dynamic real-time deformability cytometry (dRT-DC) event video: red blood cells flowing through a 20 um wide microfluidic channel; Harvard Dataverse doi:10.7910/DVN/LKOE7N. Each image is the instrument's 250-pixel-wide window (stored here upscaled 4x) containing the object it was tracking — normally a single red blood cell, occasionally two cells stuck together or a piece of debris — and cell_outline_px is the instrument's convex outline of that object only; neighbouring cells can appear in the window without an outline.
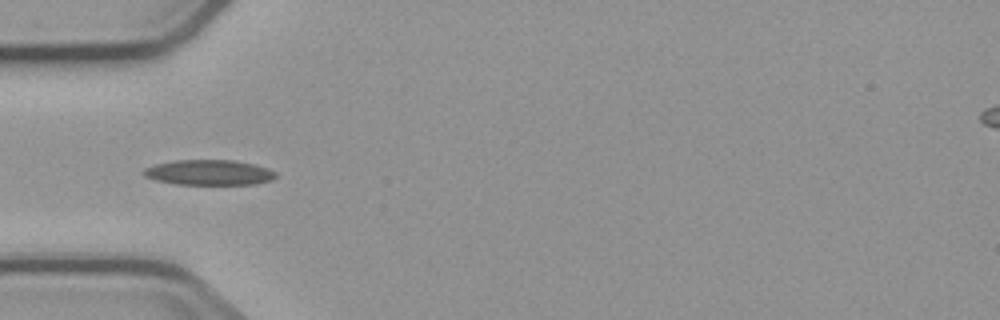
{"species": "common noctule bat (a hibernating species)", "species_latin": "Nyctalus noctula", "temperature_condition": "cold", "stored_images_in_passage": 9, "camera_frame_rate_fps": 3000, "um_per_image_px": 0.085, "animal": {"sex": "male", "body_mass_g": 23.1, "forearm_length_mm": 52.7}, "frame": {"image": 1, "passage_image": 3, "time_ms": 2.333, "image_size_px": [1000, 320], "cell_outline_px": [[276, 176], [272, 180], [256, 184], [176, 184], [156, 180], [144, 176], [144, 168], [156, 164], [176, 160], [232, 160], [256, 164], [268, 168], [276, 172]], "centroid_in_image_um": [17.8, 14.66], "position_along_channel_um": 67.2, "area_um2": 19.42}}
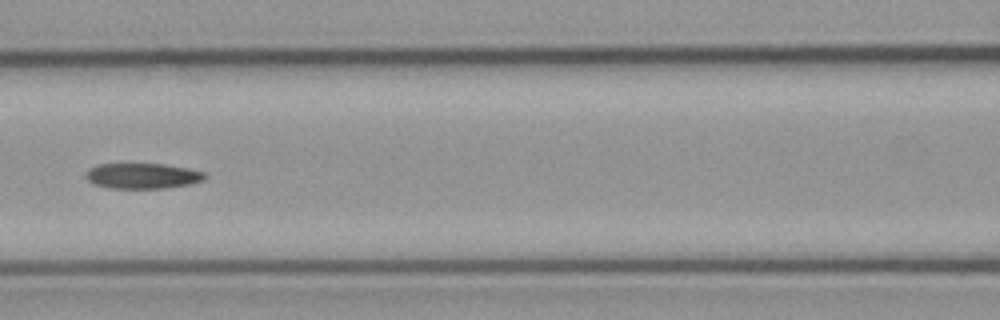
{"frame": {"image": 2, "passage_image": 5, "time_ms": 4.667, "image_size_px": [1000, 320], "cell_outline_px": [[208, 176], [204, 180], [188, 184], [164, 188], [108, 188], [92, 184], [84, 176], [88, 168], [100, 164], [164, 164], [188, 168], [204, 172]], "centroid_in_image_um": [12.09, 14.95], "position_along_channel_um": 154.5, "area_um2": 17.74}}
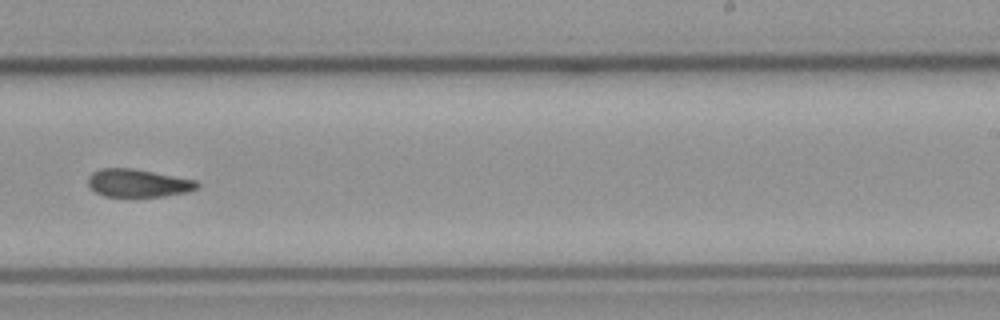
{"frame": {"image": 3, "passage_image": 8, "time_ms": 8.0, "image_size_px": [1000, 320], "cell_outline_px": [[200, 184], [196, 188], [188, 192], [164, 196], [104, 196], [96, 192], [88, 184], [88, 176], [92, 172], [100, 168], [132, 168], [196, 180]], "centroid_in_image_um": [11.72, 15.55], "position_along_channel_um": 277.3, "area_um2": 17.63}}